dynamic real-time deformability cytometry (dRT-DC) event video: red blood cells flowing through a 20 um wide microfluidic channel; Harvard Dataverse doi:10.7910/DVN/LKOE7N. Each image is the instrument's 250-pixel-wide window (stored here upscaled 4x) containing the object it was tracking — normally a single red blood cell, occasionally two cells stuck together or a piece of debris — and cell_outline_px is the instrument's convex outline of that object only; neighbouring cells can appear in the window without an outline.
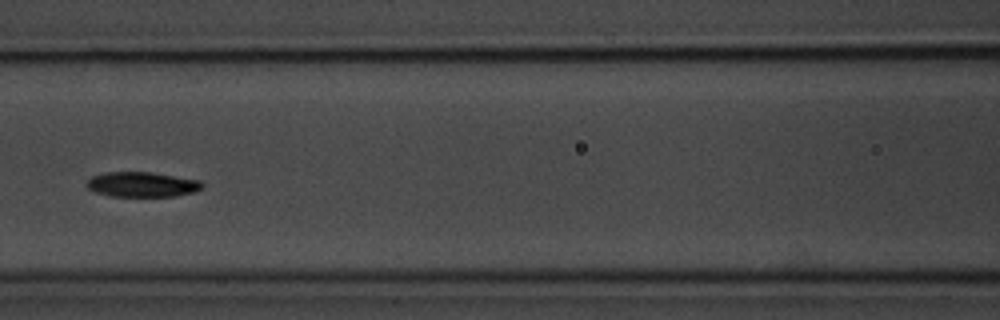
{"species": "common noctule bat (a hibernating species)", "species_latin": "Nyctalus noctula", "temperature_condition": "room temperature", "stored_images_in_passage": 8, "segment_of_instrument_passage": [2, 2], "camera_frame_rate_fps": 3000, "um_per_image_px": 0.085, "animal": {"sex": "male", "body_mass_g": 20.1, "forearm_length_mm": 53.5}, "frame": {"image": 1, "passage_image": 7, "time_ms": 7.0, "image_size_px": [1000, 320], "cell_outline_px": [[204, 188], [196, 192], [176, 196], [108, 196], [96, 192], [88, 188], [84, 184], [92, 176], [104, 172], [152, 172], [200, 180], [204, 184]], "centroid_in_image_um": [12.1, 15.68], "position_along_channel_um": 154.5, "area_um2": 17.05}}
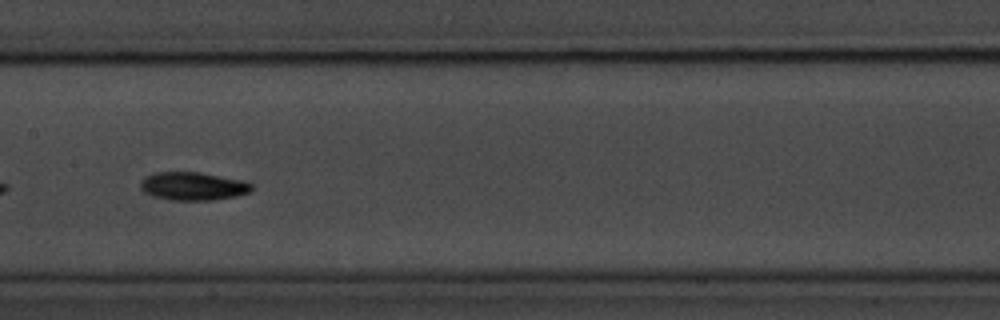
{"frame": {"image": 2, "passage_image": 8, "time_ms": 8.0, "image_size_px": [1000, 320], "cell_outline_px": [[252, 188], [248, 192], [236, 196], [212, 200], [172, 200], [152, 196], [144, 192], [140, 188], [140, 180], [144, 176], [156, 172], [200, 172], [248, 180], [252, 184]], "centroid_in_image_um": [16.41, 15.81], "position_along_channel_um": 191.0, "area_um2": 18.55}}